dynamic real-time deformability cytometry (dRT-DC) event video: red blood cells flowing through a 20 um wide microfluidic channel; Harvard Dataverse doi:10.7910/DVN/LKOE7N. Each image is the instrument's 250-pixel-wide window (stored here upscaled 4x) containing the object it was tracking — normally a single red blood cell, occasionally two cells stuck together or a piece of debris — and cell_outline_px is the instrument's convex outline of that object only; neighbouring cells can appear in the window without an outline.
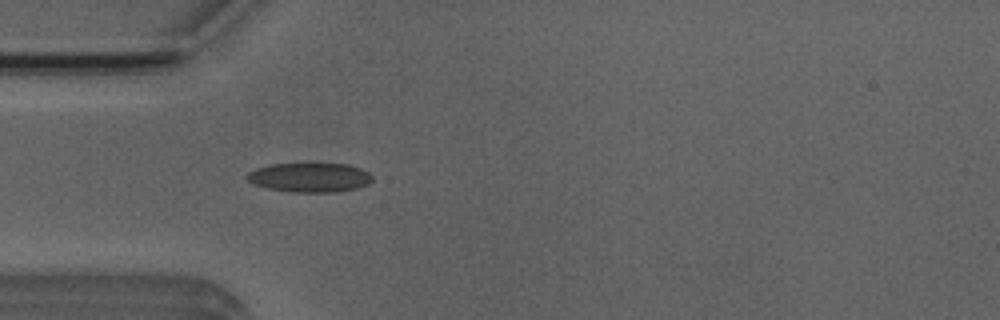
{"species": "Egyptian fruit bat (a non-hibernating species)", "species_latin": "Rousettus aegyptiacus", "temperature_condition": "room temperature", "stored_images_in_passage": 5, "camera_frame_rate_fps": 3000, "um_per_image_px": 0.085, "animal": {"sex": "male"}, "frame": {"image": 1, "passage_image": 5, "time_ms": 4.667, "image_size_px": [1000, 320], "cell_outline_px": [[372, 180], [368, 184], [356, 188], [336, 192], [292, 192], [268, 188], [252, 184], [244, 176], [248, 172], [256, 168], [268, 164], [304, 160], [348, 164], [360, 168], [368, 172], [372, 176]], "centroid_in_image_um": [26.28, 15.02], "position_along_channel_um": 58.7, "area_um2": 22.6}}